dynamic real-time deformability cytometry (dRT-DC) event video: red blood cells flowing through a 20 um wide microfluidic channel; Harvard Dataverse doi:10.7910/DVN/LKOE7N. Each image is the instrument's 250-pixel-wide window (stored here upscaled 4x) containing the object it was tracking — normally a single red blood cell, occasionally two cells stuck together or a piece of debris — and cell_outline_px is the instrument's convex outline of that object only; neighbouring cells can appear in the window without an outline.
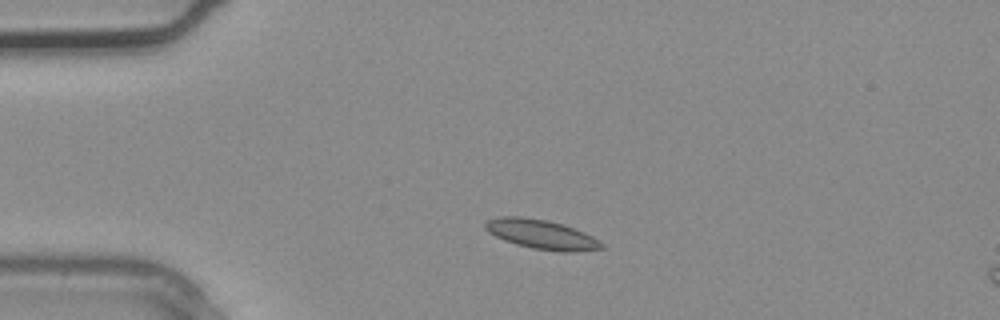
{"species": "common noctule bat (a hibernating species)", "species_latin": "Nyctalus noctula", "temperature_condition": "warm", "stored_images_in_passage": 1, "camera_frame_rate_fps": 3000, "um_per_image_px": 0.085, "animal": {"sex": "male", "body_mass_g": 20.4}, "frame": {"image": 1, "passage_image": 1, "time_ms": 0.0, "image_size_px": [1000, 320], "cell_outline_px": [[604, 248], [576, 252], [560, 252], [532, 248], [516, 244], [504, 240], [488, 232], [484, 228], [484, 224], [488, 220], [500, 216], [520, 216], [548, 220], [564, 224], [584, 232], [592, 236], [604, 244]], "centroid_in_image_um": [46.03, 19.92], "position_along_channel_um": 39.0, "area_um2": 20.06}}